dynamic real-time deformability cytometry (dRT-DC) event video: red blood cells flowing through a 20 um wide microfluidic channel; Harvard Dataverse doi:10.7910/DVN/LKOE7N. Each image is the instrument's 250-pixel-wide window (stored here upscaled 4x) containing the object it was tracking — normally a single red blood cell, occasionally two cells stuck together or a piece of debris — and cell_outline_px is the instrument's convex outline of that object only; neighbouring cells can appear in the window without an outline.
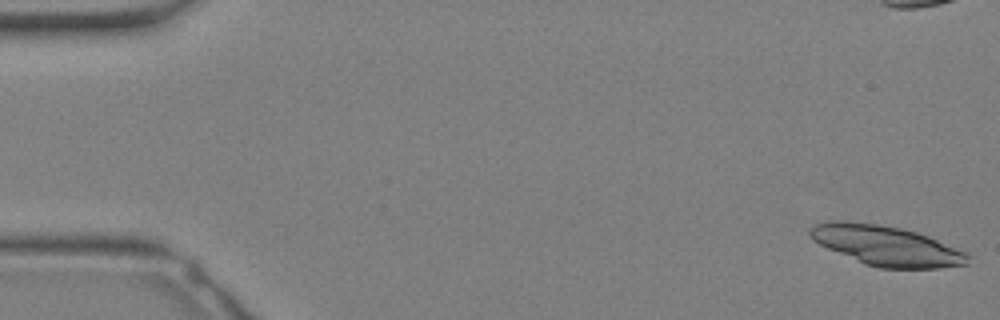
{"species": "Egyptian fruit bat (a non-hibernating species)", "species_latin": "Rousettus aegyptiacus", "temperature_condition": "warm", "stored_images_in_passage": 32, "camera_frame_rate_fps": 3000, "um_per_image_px": 0.085, "animal": {"sex": "female"}, "frame": {"image": 1, "passage_image": 1, "time_ms": 0.0, "image_size_px": [1000, 320], "cell_outline_px": [[968, 264], [940, 268], [880, 268], [864, 264], [828, 248], [812, 240], [808, 232], [808, 228], [816, 224], [828, 220], [844, 220], [876, 224], [900, 228], [916, 232], [928, 236], [968, 252]], "centroid_in_image_um": [75.32, 20.87], "position_along_channel_um": 9.7, "area_um2": 36.7}}